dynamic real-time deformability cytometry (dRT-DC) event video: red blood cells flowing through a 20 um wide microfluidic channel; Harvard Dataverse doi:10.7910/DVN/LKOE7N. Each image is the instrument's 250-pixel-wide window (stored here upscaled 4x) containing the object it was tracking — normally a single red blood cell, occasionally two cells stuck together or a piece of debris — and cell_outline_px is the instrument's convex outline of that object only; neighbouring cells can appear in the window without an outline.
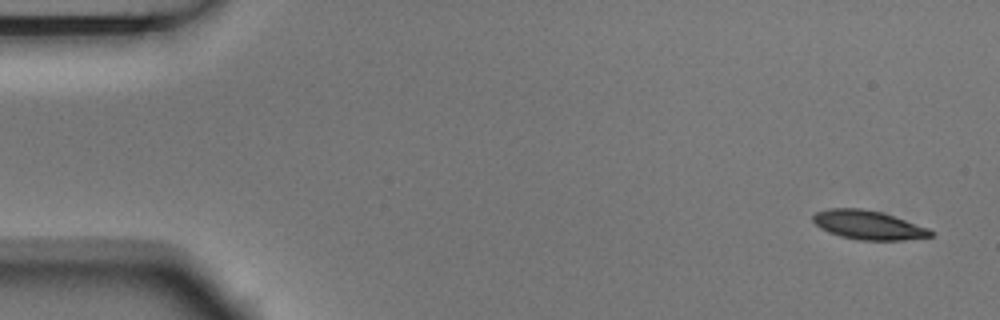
{"species": "Egyptian fruit bat (a non-hibernating species)", "species_latin": "Rousettus aegyptiacus", "temperature_condition": "room temperature", "stored_images_in_passage": 5, "camera_frame_rate_fps": 3000, "um_per_image_px": 0.085, "animal": {"sex": "male"}, "frame": {"image": 1, "passage_image": 1, "time_ms": 0.0, "image_size_px": [1000, 320], "cell_outline_px": [[932, 236], [904, 240], [860, 240], [840, 236], [828, 232], [820, 228], [812, 220], [812, 216], [816, 212], [828, 208], [860, 208], [880, 212], [928, 228], [932, 232]], "centroid_in_image_um": [73.74, 19.13], "position_along_channel_um": 11.3, "area_um2": 19.59}}
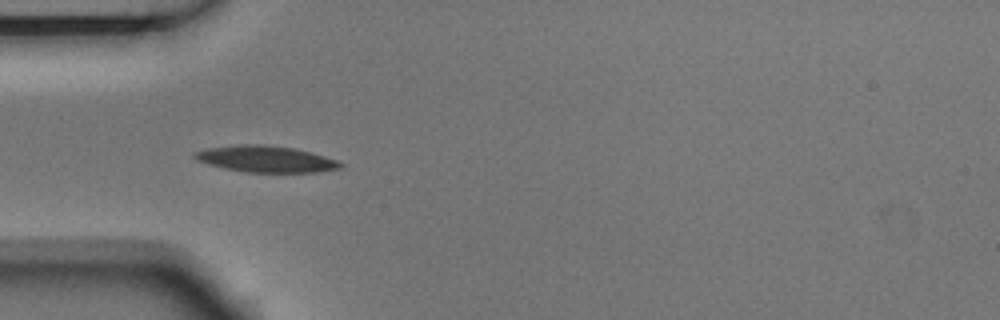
{"frame": {"image": 2, "passage_image": 5, "time_ms": 1.333, "image_size_px": [1000, 320], "cell_outline_px": [[344, 164], [340, 168], [320, 172], [244, 172], [224, 168], [208, 164], [196, 160], [192, 156], [192, 152], [208, 148], [236, 144], [264, 144], [292, 148], [340, 160]], "centroid_in_image_um": [22.57, 13.51], "position_along_channel_um": 62.4, "area_um2": 22.54}}